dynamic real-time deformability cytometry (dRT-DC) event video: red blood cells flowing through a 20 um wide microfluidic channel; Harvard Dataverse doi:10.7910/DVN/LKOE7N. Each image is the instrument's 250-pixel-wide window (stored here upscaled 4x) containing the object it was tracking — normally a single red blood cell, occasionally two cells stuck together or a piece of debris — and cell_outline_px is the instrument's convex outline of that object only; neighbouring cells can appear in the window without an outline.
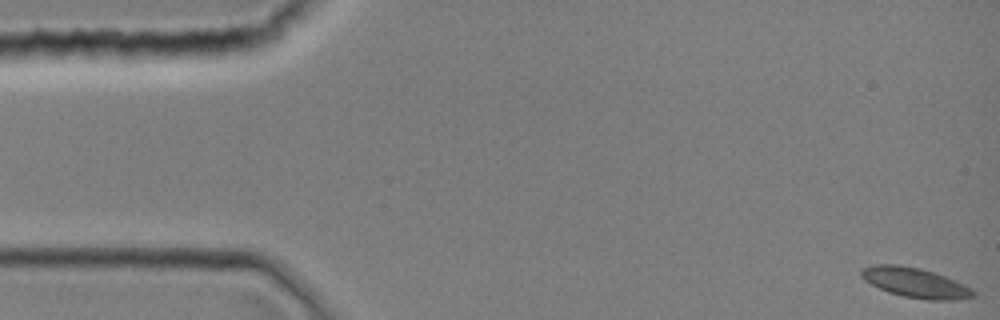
{"species": "common noctule bat (a hibernating species)", "species_latin": "Nyctalus noctula", "temperature_condition": "room temperature", "stored_images_in_passage": 9, "camera_frame_rate_fps": 3000, "um_per_image_px": 0.085, "animal": {"sex": "female", "body_mass_g": 19.0, "forearm_length_mm": 51.5}, "frame": {"image": 1, "passage_image": 1, "time_ms": 0.0, "image_size_px": [1000, 320], "cell_outline_px": [[976, 296], [952, 300], [928, 300], [904, 296], [888, 292], [864, 280], [860, 276], [860, 268], [872, 264], [900, 264], [920, 268], [936, 272], [956, 280], [972, 288], [976, 292]], "centroid_in_image_um": [77.8, 24.01], "position_along_channel_um": 7.2, "area_um2": 19.77}}